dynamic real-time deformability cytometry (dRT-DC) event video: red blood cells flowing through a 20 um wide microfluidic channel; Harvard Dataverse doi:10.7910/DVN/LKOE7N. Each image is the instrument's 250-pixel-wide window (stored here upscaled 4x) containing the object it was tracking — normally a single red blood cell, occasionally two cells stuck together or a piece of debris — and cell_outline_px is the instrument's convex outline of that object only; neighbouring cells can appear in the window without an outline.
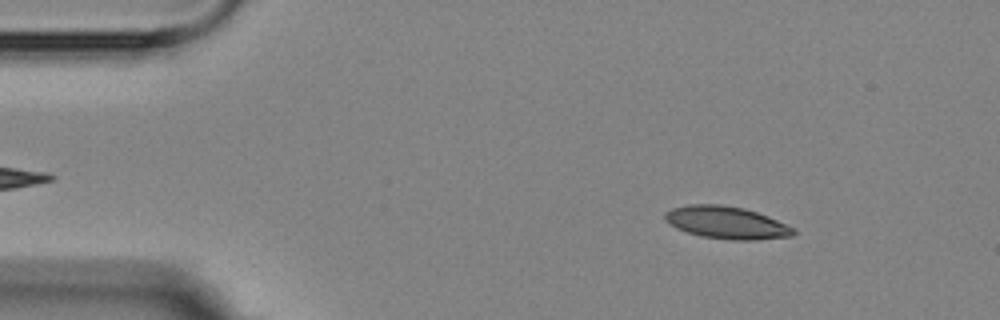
{"species": "Egyptian fruit bat (a non-hibernating species)", "species_latin": "Rousettus aegyptiacus", "temperature_condition": "room temperature", "stored_images_in_passage": 6, "camera_frame_rate_fps": 3000, "um_per_image_px": 0.085, "animal": {"sex": "female"}, "frame": {"image": 1, "passage_image": 2, "time_ms": 1.0, "image_size_px": [1000, 320], "cell_outline_px": [[796, 232], [792, 236], [756, 240], [732, 240], [700, 236], [676, 228], [668, 224], [664, 220], [664, 212], [672, 208], [688, 204], [720, 204], [744, 208], [768, 216], [796, 228]], "centroid_in_image_um": [61.74, 18.92], "position_along_channel_um": 23.3, "area_um2": 24.51}}
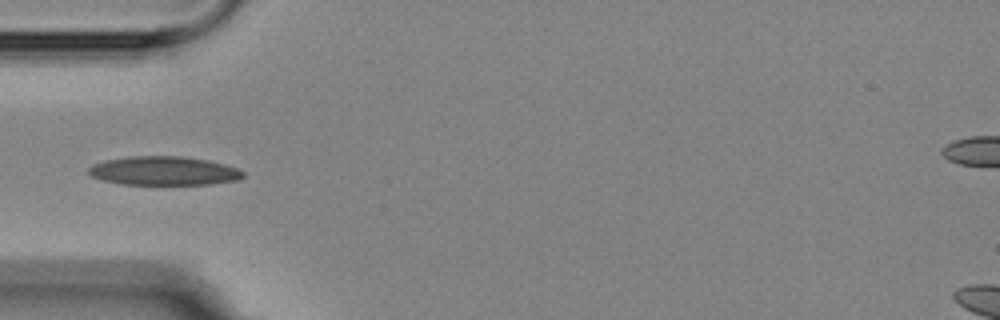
{"frame": {"image": 2, "passage_image": 5, "time_ms": 4.333, "image_size_px": [1000, 320], "cell_outline_px": [[244, 176], [236, 180], [212, 184], [120, 184], [100, 180], [92, 176], [88, 172], [88, 168], [92, 164], [104, 160], [128, 156], [184, 156], [208, 160], [224, 164], [236, 168], [244, 172]], "centroid_in_image_um": [13.88, 14.51], "position_along_channel_um": 71.1, "area_um2": 26.07}}
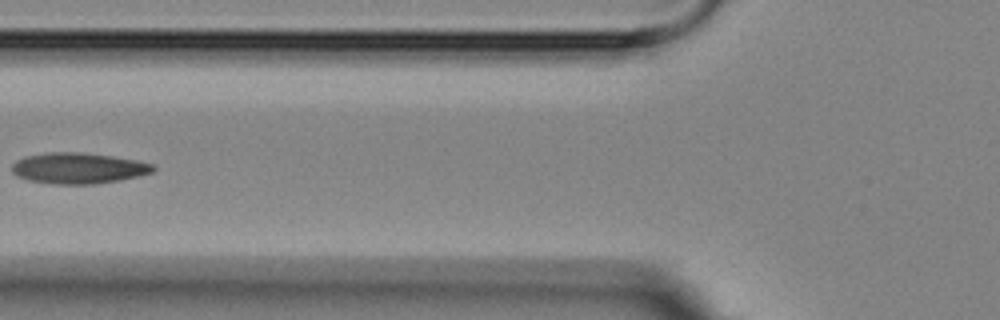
{"frame": {"image": 3, "passage_image": 6, "time_ms": 5.667, "image_size_px": [1000, 320], "cell_outline_px": [[156, 168], [152, 172], [140, 176], [120, 180], [96, 184], [52, 184], [28, 180], [16, 176], [12, 172], [12, 164], [16, 160], [24, 156], [48, 152], [80, 152], [112, 156], [136, 160], [152, 164]], "centroid_in_image_um": [6.63, 14.3], "position_along_channel_um": 119.2, "area_um2": 25.61}}